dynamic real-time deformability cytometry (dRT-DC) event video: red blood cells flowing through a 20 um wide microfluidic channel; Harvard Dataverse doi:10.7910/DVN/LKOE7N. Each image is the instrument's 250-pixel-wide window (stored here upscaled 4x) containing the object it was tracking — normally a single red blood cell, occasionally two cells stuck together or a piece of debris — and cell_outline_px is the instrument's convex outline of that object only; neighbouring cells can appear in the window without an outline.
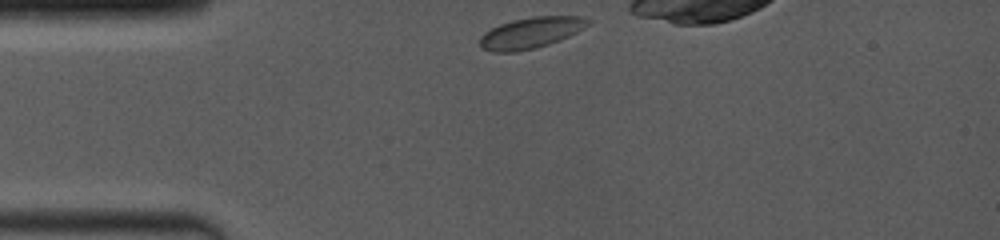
{"species": "common noctule bat (a hibernating species)", "species_latin": "Nyctalus noctula", "temperature_condition": "room temperature", "stored_images_in_passage": 15, "camera_frame_rate_fps": 4000, "um_per_image_px": 0.085, "animal": {"sex": "female", "body_mass_g": 19.0, "forearm_length_mm": 53.3}, "frame": {"image": 1, "passage_image": 1, "time_ms": 0.0, "image_size_px": [1000, 240], "cell_outline_px": [[592, 20], [588, 24], [576, 32], [560, 40], [536, 48], [516, 52], [492, 52], [480, 48], [480, 36], [484, 32], [500, 24], [512, 20], [532, 16], [584, 16]], "centroid_in_image_um": [45.1, 2.79], "position_along_channel_um": 39.9, "area_um2": 19.65}}
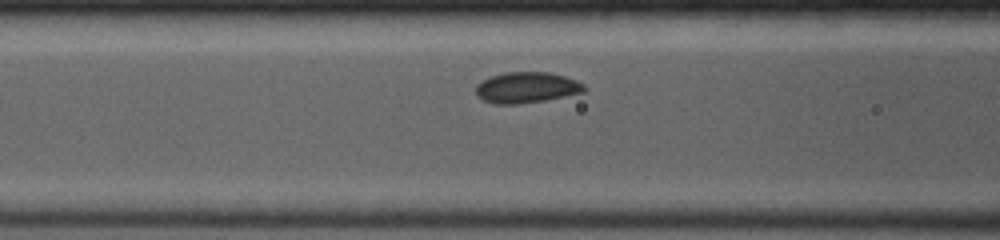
{"frame": {"image": 2, "passage_image": 7, "time_ms": 2.75, "image_size_px": [1000, 240], "cell_outline_px": [[588, 88], [584, 92], [544, 100], [520, 104], [492, 104], [476, 96], [476, 84], [492, 76], [504, 72], [548, 72], [564, 76], [576, 80], [584, 84]], "centroid_in_image_um": [44.76, 7.44], "position_along_channel_um": 121.8, "area_um2": 19.54}}
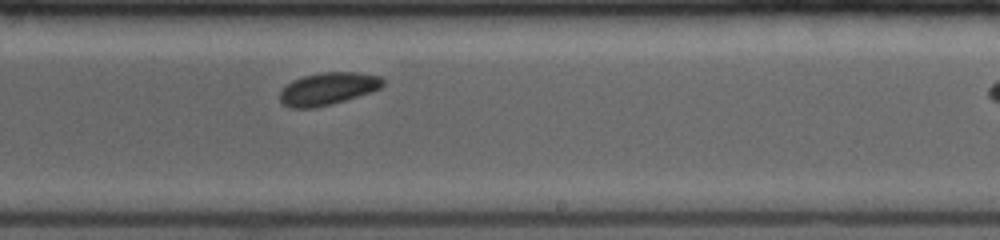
{"frame": {"image": 3, "passage_image": 15, "time_ms": 6.25, "image_size_px": [1000, 240], "cell_outline_px": [[384, 84], [380, 88], [332, 104], [316, 108], [292, 108], [284, 104], [280, 100], [280, 92], [292, 80], [304, 76], [320, 72], [356, 72], [380, 76], [384, 80]], "centroid_in_image_um": [27.86, 7.53], "position_along_channel_um": 261.1, "area_um2": 19.25}}